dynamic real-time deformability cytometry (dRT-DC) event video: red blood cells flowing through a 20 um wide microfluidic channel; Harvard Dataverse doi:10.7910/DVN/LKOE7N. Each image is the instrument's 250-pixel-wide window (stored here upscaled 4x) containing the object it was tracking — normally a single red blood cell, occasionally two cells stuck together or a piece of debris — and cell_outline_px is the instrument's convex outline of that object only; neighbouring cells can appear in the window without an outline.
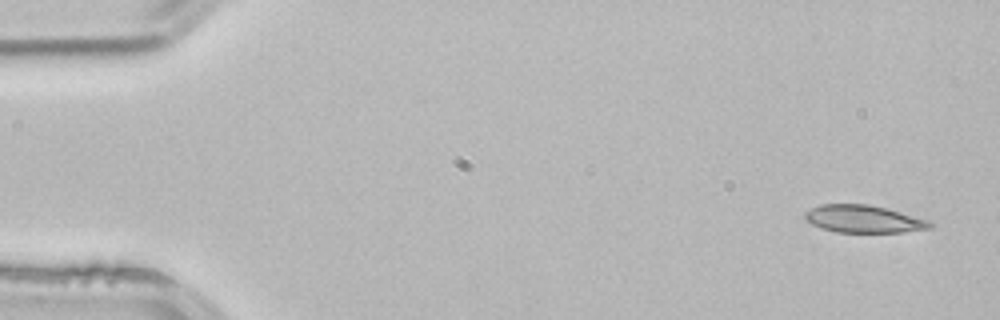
{"species": "common noctule bat (a hibernating species)", "species_latin": "Nyctalus noctula", "temperature_condition": "room temperature", "stored_images_in_passage": 3, "camera_frame_rate_fps": 3000, "um_per_image_px": 0.085, "animal": {"sex": "male", "body_mass_g": 21.5, "forearm_length_mm": 52.0}, "frame": {"image": 1, "passage_image": 1, "time_ms": 0.0, "image_size_px": [1000, 320], "cell_outline_px": [[936, 224], [932, 228], [904, 232], [836, 232], [812, 224], [804, 216], [804, 212], [820, 204], [868, 204], [900, 212], [928, 220]], "centroid_in_image_um": [73.44, 18.61], "position_along_channel_um": 11.6, "area_um2": 19.88}}
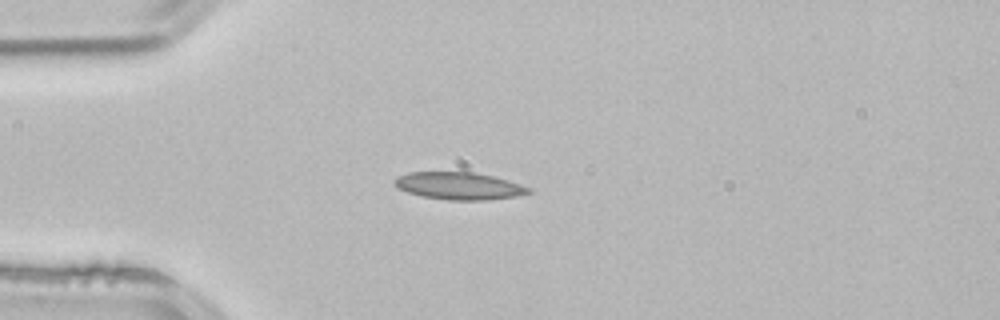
{"frame": {"image": 2, "passage_image": 3, "time_ms": 0.667, "image_size_px": [1000, 320], "cell_outline_px": [[532, 192], [516, 196], [484, 200], [448, 200], [420, 196], [408, 192], [392, 184], [392, 180], [408, 172], [472, 172], [492, 176], [508, 180], [532, 188]], "centroid_in_image_um": [39.01, 15.8], "position_along_channel_um": 46.0, "area_um2": 21.33}}